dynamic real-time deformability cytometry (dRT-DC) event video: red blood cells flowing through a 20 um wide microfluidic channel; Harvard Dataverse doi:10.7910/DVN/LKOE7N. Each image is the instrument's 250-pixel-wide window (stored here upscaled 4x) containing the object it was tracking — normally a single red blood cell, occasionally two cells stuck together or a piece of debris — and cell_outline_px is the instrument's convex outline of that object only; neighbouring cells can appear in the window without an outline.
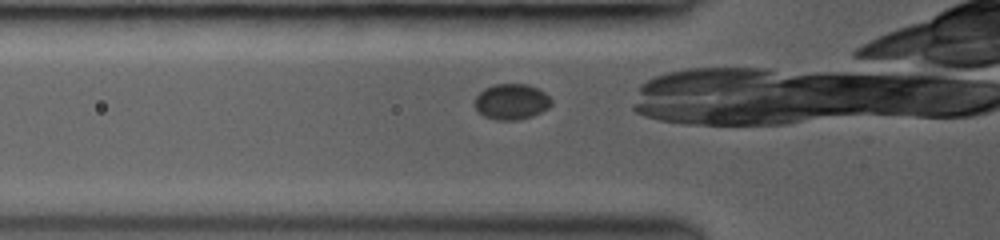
{"species": "common noctule bat (a hibernating species)", "species_latin": "Nyctalus noctula", "temperature_condition": "room temperature", "stored_images_in_passage": 10, "camera_frame_rate_fps": 3000, "um_per_image_px": 0.085, "animal": {"sex": "female", "body_mass_g": 19.0, "forearm_length_mm": 53.3}, "frame": {"image": 1, "passage_image": 2, "time_ms": 0.333, "image_size_px": [1000, 240], "cell_outline_px": [[552, 104], [548, 108], [532, 116], [520, 120], [496, 120], [484, 116], [476, 112], [472, 104], [472, 100], [484, 88], [492, 84], [528, 84], [544, 92], [552, 100]], "centroid_in_image_um": [43.41, 8.65], "position_along_channel_um": 82.4, "area_um2": 16.3}}
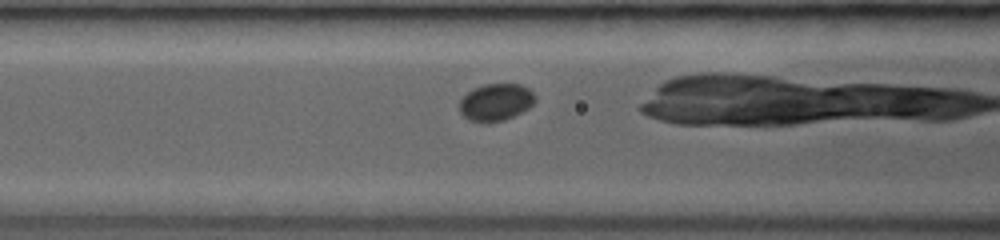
{"frame": {"image": 2, "passage_image": 4, "time_ms": 1.333, "image_size_px": [1000, 240], "cell_outline_px": [[536, 100], [528, 108], [504, 120], [488, 124], [484, 124], [468, 120], [460, 112], [460, 100], [468, 92], [484, 84], [520, 84], [528, 88], [536, 96]], "centroid_in_image_um": [42.14, 8.71], "position_along_channel_um": 124.5, "area_um2": 16.42}}